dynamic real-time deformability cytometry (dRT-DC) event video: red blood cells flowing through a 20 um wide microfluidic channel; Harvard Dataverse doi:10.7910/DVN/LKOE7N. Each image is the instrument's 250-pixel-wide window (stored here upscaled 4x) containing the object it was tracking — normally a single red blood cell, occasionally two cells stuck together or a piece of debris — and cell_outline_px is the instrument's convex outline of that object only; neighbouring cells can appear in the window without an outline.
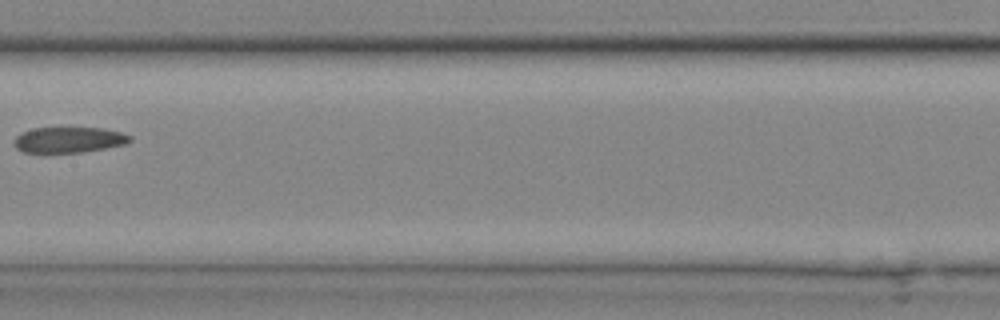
{"species": "common noctule bat (a hibernating species)", "species_latin": "Nyctalus noctula", "temperature_condition": "cold", "stored_images_in_passage": 26, "camera_frame_rate_fps": 3000, "um_per_image_px": 0.085, "animal": {"sex": "male", "body_mass_g": 20.4}, "frame": {"image": 1, "passage_image": 15, "time_ms": 4.667, "image_size_px": [1000, 320], "cell_outline_px": [[132, 140], [124, 144], [84, 152], [24, 152], [16, 148], [12, 144], [16, 136], [24, 132], [36, 128], [104, 128], [120, 132], [132, 136]], "centroid_in_image_um": [5.86, 11.88], "position_along_channel_um": 201.5, "area_um2": 17.17}}